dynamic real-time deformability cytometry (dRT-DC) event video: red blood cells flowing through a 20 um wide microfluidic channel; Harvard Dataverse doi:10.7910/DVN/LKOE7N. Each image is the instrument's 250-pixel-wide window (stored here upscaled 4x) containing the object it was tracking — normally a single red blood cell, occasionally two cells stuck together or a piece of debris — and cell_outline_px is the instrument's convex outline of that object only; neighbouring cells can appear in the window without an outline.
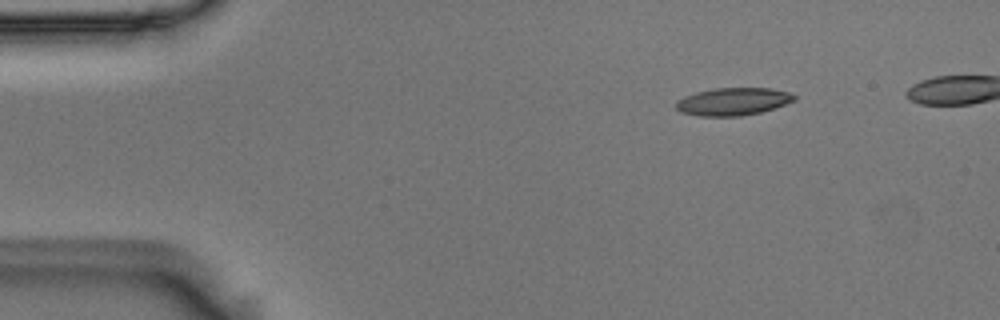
{"species": "Egyptian fruit bat (a non-hibernating species)", "species_latin": "Rousettus aegyptiacus", "temperature_condition": "room temperature", "stored_images_in_passage": 43, "camera_frame_rate_fps": 3000, "um_per_image_px": 0.085, "animal": {"sex": "male"}, "frame": {"image": 1, "passage_image": 1, "time_ms": 0.0, "image_size_px": [1000, 320], "cell_outline_px": [[796, 100], [760, 112], [740, 116], [700, 116], [680, 112], [676, 108], [676, 100], [684, 96], [696, 92], [716, 88], [768, 88], [788, 92], [796, 96]], "centroid_in_image_um": [62.27, 8.63], "position_along_channel_um": 22.7, "area_um2": 18.9}}
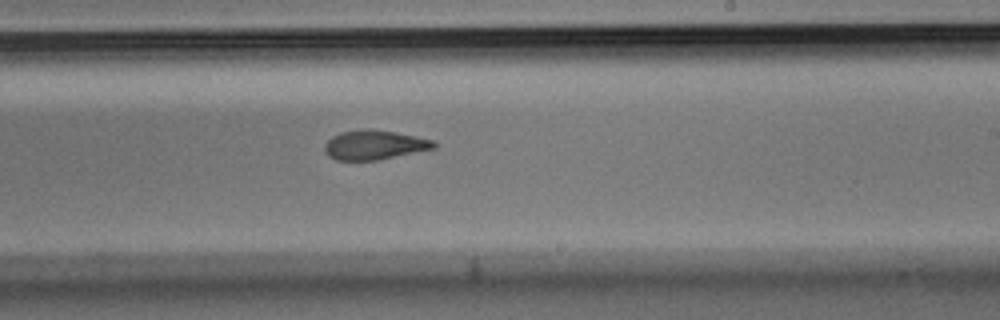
{"frame": {"image": 2, "passage_image": 26, "time_ms": 8.333, "image_size_px": [1000, 320], "cell_outline_px": [[436, 148], [376, 160], [336, 160], [328, 156], [324, 152], [324, 144], [332, 136], [340, 132], [396, 132], [416, 136], [432, 140], [436, 144]], "centroid_in_image_um": [31.81, 12.36], "position_along_channel_um": 257.2, "area_um2": 17.92}}
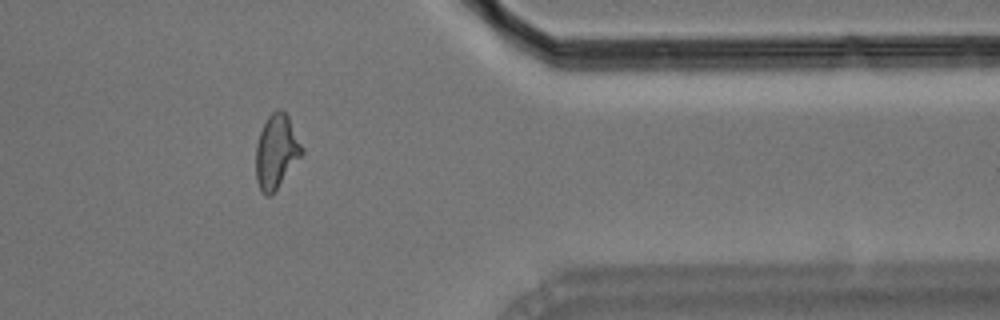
{"frame": {"image": 3, "passage_image": 38, "time_ms": 12.333, "image_size_px": [1000, 320], "cell_outline_px": [[304, 152], [276, 188], [268, 196], [264, 196], [256, 180], [256, 144], [260, 132], [268, 116], [276, 108], [280, 108], [288, 116], [304, 148]], "centroid_in_image_um": [23.49, 12.84], "position_along_channel_um": 387.9, "area_um2": 19.54}}